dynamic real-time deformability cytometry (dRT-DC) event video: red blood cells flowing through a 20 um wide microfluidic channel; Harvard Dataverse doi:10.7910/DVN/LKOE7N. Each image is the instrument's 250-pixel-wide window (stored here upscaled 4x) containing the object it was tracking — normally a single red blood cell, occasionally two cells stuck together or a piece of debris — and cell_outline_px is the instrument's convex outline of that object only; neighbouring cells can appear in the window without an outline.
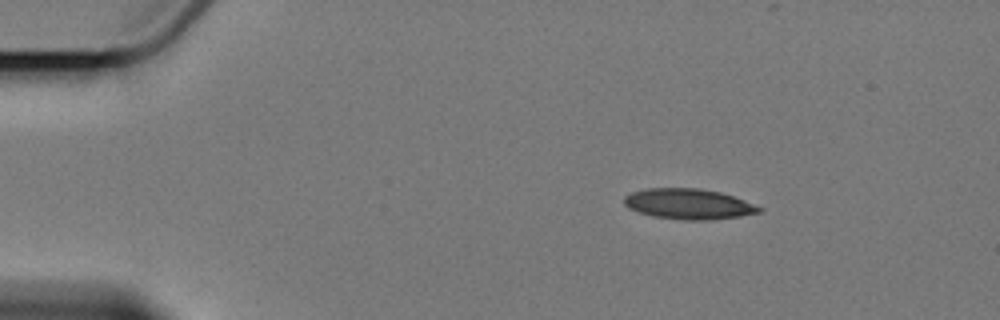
{"species": "Egyptian fruit bat (a non-hibernating species)", "species_latin": "Rousettus aegyptiacus", "temperature_condition": "cold", "stored_images_in_passage": 9, "camera_frame_rate_fps": 3000, "um_per_image_px": 0.085, "animal": {"sex": "female"}, "frame": {"image": 1, "passage_image": 1, "time_ms": 0.0, "image_size_px": [1000, 320], "cell_outline_px": [[764, 208], [760, 212], [740, 216], [712, 220], [684, 220], [652, 216], [628, 208], [624, 204], [624, 196], [632, 192], [644, 188], [700, 188], [720, 192], [744, 200]], "centroid_in_image_um": [58.52, 17.34], "position_along_channel_um": 26.5, "area_um2": 24.04}}
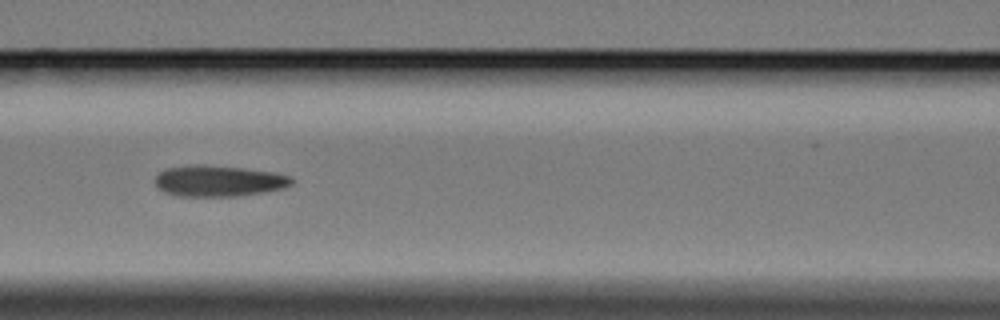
{"frame": {"image": 2, "passage_image": 6, "time_ms": 5.667, "image_size_px": [1000, 320], "cell_outline_px": [[292, 184], [284, 188], [264, 192], [236, 196], [180, 196], [164, 192], [156, 184], [156, 176], [164, 168], [204, 164], [244, 168], [276, 172], [292, 176]], "centroid_in_image_um": [18.63, 15.37], "position_along_channel_um": 148.0, "area_um2": 24.74}}
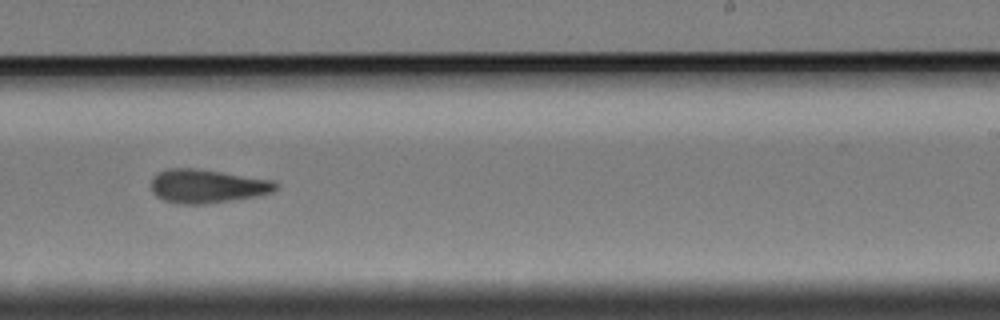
{"frame": {"image": 3, "passage_image": 9, "time_ms": 9.333, "image_size_px": [1000, 320], "cell_outline_px": [[280, 188], [272, 192], [256, 196], [204, 204], [180, 204], [164, 200], [156, 196], [152, 192], [152, 180], [160, 172], [168, 168], [196, 168], [276, 180], [280, 184]], "centroid_in_image_um": [17.68, 15.82], "position_along_channel_um": 271.3, "area_um2": 24.51}}